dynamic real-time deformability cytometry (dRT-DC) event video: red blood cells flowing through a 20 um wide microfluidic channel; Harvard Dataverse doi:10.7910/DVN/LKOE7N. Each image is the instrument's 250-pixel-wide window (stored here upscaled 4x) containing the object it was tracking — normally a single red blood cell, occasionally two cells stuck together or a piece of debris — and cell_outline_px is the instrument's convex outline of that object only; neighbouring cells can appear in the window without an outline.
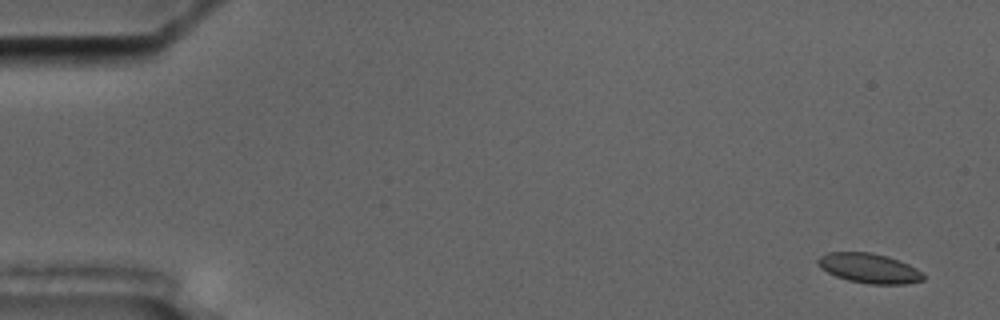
{"species": "common noctule bat (a hibernating species)", "species_latin": "Nyctalus noctula", "temperature_condition": "cold", "stored_images_in_passage": 7, "camera_frame_rate_fps": 3000, "um_per_image_px": 0.085, "animal": {"sex": "male", "body_mass_g": 17.5, "forearm_length_mm": 52.3}, "frame": {"image": 1, "passage_image": 1, "time_ms": 0.0, "image_size_px": [1000, 320], "cell_outline_px": [[924, 280], [904, 284], [868, 284], [848, 280], [836, 276], [828, 272], [816, 260], [820, 256], [828, 252], [868, 252], [900, 260], [916, 268], [924, 276]], "centroid_in_image_um": [73.89, 22.8], "position_along_channel_um": 11.1, "area_um2": 17.98}}
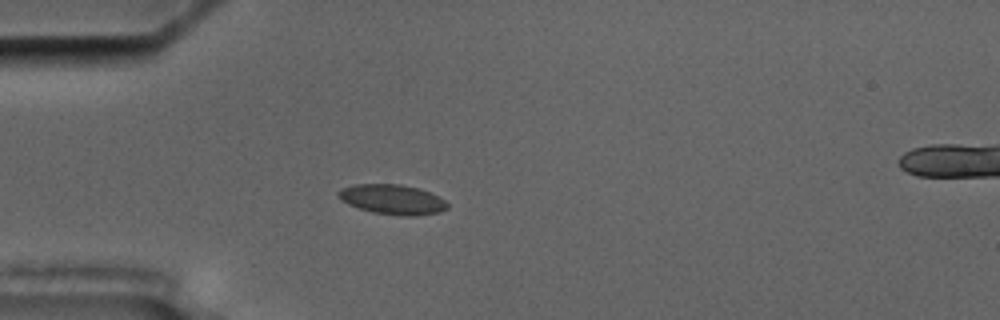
{"frame": {"image": 2, "passage_image": 5, "time_ms": 4.667, "image_size_px": [1000, 320], "cell_outline_px": [[448, 208], [440, 212], [416, 216], [404, 216], [372, 212], [348, 204], [340, 200], [336, 196], [336, 192], [344, 188], [356, 184], [400, 184], [416, 188], [428, 192], [444, 200], [448, 204]], "centroid_in_image_um": [33.33, 16.96], "position_along_channel_um": 51.7, "area_um2": 18.84}}